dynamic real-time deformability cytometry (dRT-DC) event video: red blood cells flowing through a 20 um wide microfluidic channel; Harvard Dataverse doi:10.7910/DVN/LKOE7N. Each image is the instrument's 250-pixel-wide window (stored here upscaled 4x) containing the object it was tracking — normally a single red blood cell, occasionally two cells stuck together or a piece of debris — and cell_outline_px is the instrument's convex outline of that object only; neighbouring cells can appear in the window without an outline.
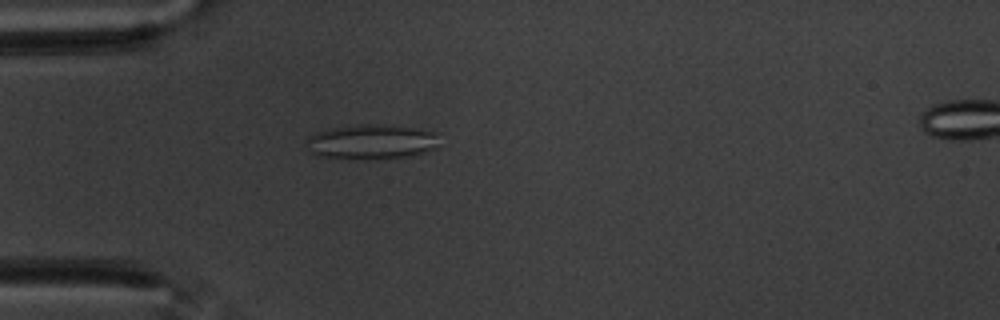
{"species": "common noctule bat (a hibernating species)", "species_latin": "Nyctalus noctula", "temperature_condition": "warm", "stored_images_in_passage": 58, "camera_frame_rate_fps": 3000, "um_per_image_px": 0.085, "animal": {"sex": "male", "body_mass_g": 20.1, "forearm_length_mm": 53.5}, "frame": {"image": 1, "passage_image": 17, "time_ms": 5.333, "image_size_px": [1000, 320], "cell_outline_px": [[440, 132], [436, 148], [412, 156], [368, 160], [316, 156], [312, 152], [308, 140], [308, 136], [316, 132], [332, 128], [360, 124], [368, 124], [424, 128]], "centroid_in_image_um": [31.67, 12.05], "position_along_channel_um": 53.3, "area_um2": 27.22}}
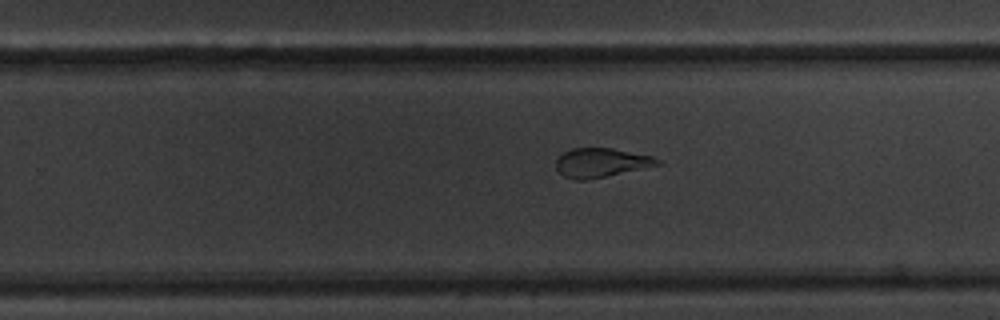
{"frame": {"image": 2, "passage_image": 37, "time_ms": 12.0, "image_size_px": [1000, 320], "cell_outline_px": [[664, 164], [588, 180], [576, 180], [564, 176], [556, 168], [556, 160], [564, 152], [572, 148], [612, 148], [652, 156], [660, 160]], "centroid_in_image_um": [51.12, 13.83], "position_along_channel_um": 278.7, "area_um2": 17.22}}
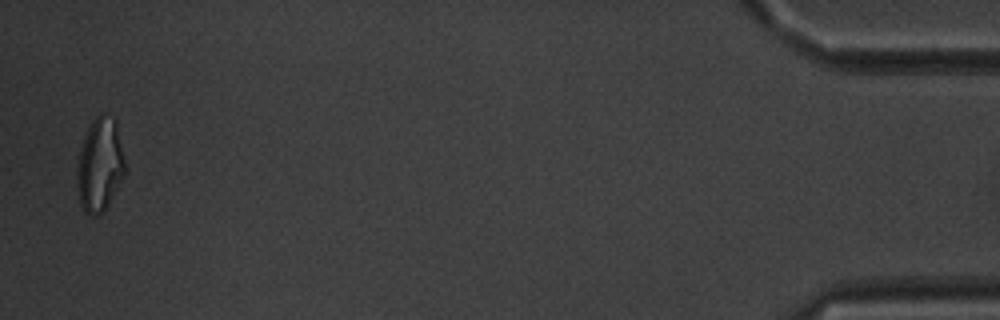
{"frame": {"image": 3, "passage_image": 57, "time_ms": 18.667, "image_size_px": [1000, 320], "cell_outline_px": [[124, 172], [104, 212], [100, 216], [92, 216], [84, 212], [80, 204], [76, 180], [76, 172], [80, 152], [88, 128], [92, 120], [100, 112], [104, 112], [116, 120], [124, 160]], "centroid_in_image_um": [8.46, 14.02], "position_along_channel_um": 426.7, "area_um2": 25.89}, "authors_computed_cell_mechanics": {"area_um2": 23.2067, "velocity_mm_per_s": 3.5061, "shape_relaxation_time_tau1_ms": null, "shape_relaxation_time_tau2_ms": 1.1478, "deformation_change_tau1": null, "deformation_change_tau2": 0.0831}}